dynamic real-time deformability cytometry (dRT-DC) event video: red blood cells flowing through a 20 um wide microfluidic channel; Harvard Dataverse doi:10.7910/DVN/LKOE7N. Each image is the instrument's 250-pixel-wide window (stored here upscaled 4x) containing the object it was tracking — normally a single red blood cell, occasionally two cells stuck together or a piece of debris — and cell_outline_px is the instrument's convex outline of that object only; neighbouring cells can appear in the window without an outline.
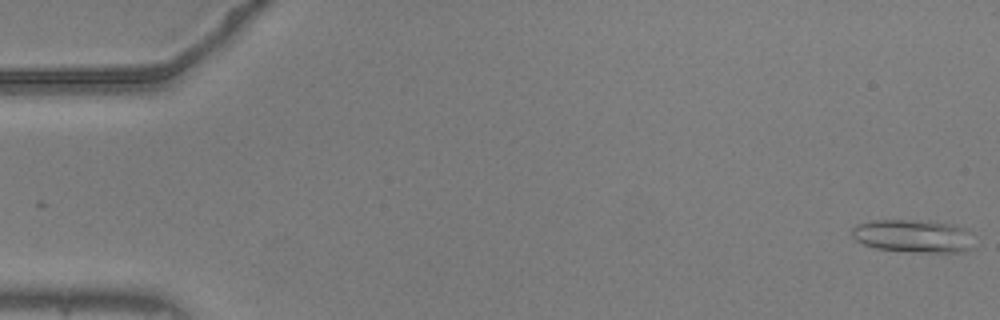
{"species": "common noctule bat (a hibernating species)", "species_latin": "Nyctalus noctula", "temperature_condition": "warm", "stored_images_in_passage": 55, "camera_frame_rate_fps": 3000, "um_per_image_px": 0.085, "animal": {"sex": "male", "body_mass_g": 20.5, "forearm_length_mm": 52.5}, "frame": {"image": 1, "passage_image": 1, "time_ms": 0.0, "image_size_px": [1000, 320], "cell_outline_px": [[972, 248], [964, 252], [916, 252], [876, 248], [864, 244], [856, 240], [852, 236], [852, 228], [856, 224], [868, 220], [928, 220], [948, 224], [964, 228], [968, 232]], "centroid_in_image_um": [77.57, 20.05], "position_along_channel_um": 7.4, "area_um2": 23.35}}
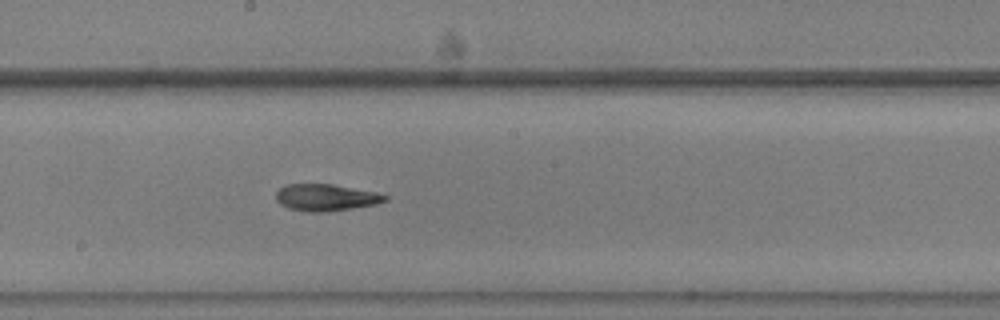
{"frame": {"image": 2, "passage_image": 30, "time_ms": 9.667, "image_size_px": [1000, 320], "cell_outline_px": [[388, 200], [376, 204], [328, 212], [308, 212], [288, 208], [280, 204], [276, 200], [276, 192], [284, 184], [332, 184], [376, 192], [388, 196]], "centroid_in_image_um": [27.68, 16.79], "position_along_channel_um": 220.5, "area_um2": 17.11}}
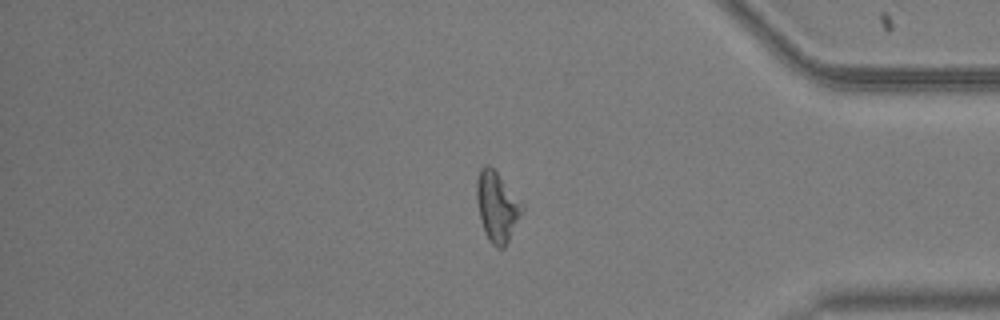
{"frame": {"image": 3, "passage_image": 46, "time_ms": 15.0, "image_size_px": [1000, 320], "cell_outline_px": [[524, 212], [504, 248], [496, 248], [488, 240], [484, 232], [476, 200], [476, 180], [480, 168], [484, 164], [488, 164], [496, 172], [524, 204]], "centroid_in_image_um": [42.25, 17.57], "position_along_channel_um": 392.9, "area_um2": 18.67}, "authors_computed_cell_mechanics": {"area_um2": 17.7446, "velocity_mm_per_s": 3.6806, "shape_relaxation_time_tau1_ms": null, "shape_relaxation_time_tau2_ms": 9.078, "deformation_change_tau1": null, "deformation_change_tau2": 0.2015}}